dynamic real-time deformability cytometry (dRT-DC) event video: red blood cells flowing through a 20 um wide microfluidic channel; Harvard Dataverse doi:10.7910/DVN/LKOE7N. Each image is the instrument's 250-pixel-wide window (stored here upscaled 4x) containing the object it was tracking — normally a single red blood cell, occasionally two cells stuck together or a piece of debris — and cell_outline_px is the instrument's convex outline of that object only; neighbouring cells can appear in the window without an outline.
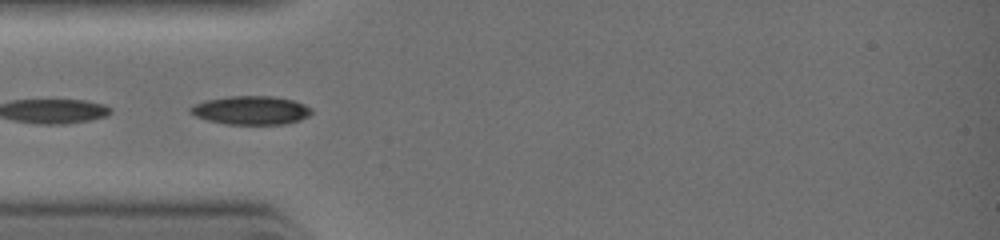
{"species": "common noctule bat (a hibernating species)", "species_latin": "Nyctalus noctula", "temperature_condition": "warm", "stored_images_in_passage": 4, "camera_frame_rate_fps": 3000, "um_per_image_px": 0.085, "animal": {"sex": "female", "body_mass_g": 19.0, "forearm_length_mm": 51.5}, "frame": {"image": 1, "passage_image": 4, "time_ms": 2.333, "image_size_px": [1000, 240], "cell_outline_px": [[312, 112], [308, 116], [300, 120], [284, 124], [224, 124], [208, 120], [196, 116], [188, 112], [188, 108], [196, 104], [208, 100], [228, 96], [268, 96], [292, 100], [304, 104], [312, 108]], "centroid_in_image_um": [21.33, 9.38], "position_along_channel_um": 63.7, "area_um2": 20.06}}